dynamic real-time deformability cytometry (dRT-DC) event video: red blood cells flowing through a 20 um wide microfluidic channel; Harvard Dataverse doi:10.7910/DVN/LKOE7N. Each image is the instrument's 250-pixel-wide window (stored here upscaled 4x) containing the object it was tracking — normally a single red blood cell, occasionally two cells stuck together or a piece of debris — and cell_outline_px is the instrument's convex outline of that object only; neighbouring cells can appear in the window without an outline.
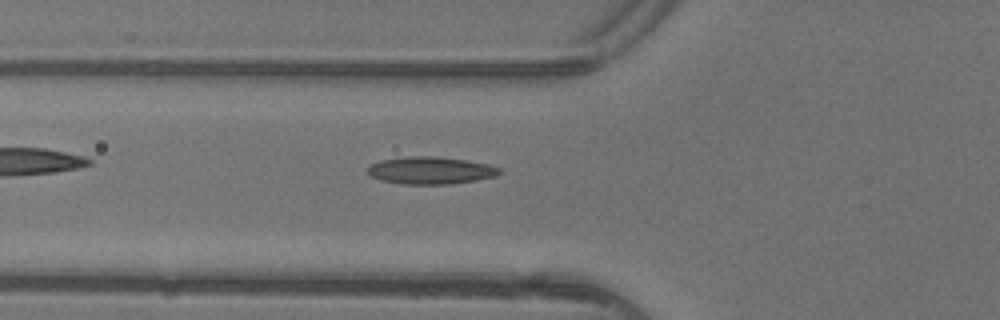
{"species": "common noctule bat (a hibernating species)", "species_latin": "Nyctalus noctula", "temperature_condition": "warm", "stored_images_in_passage": 5, "camera_frame_rate_fps": 3000, "um_per_image_px": 0.085, "animal": {"sex": "female"}, "frame": {"image": 1, "passage_image": 5, "time_ms": 1.333, "image_size_px": [1000, 320], "cell_outline_px": [[500, 172], [496, 176], [476, 180], [448, 184], [404, 184], [380, 180], [364, 172], [364, 168], [368, 164], [380, 160], [408, 156], [436, 156], [468, 160], [488, 164], [500, 168]], "centroid_in_image_um": [36.53, 14.47], "position_along_channel_um": 89.3, "area_um2": 21.27}}